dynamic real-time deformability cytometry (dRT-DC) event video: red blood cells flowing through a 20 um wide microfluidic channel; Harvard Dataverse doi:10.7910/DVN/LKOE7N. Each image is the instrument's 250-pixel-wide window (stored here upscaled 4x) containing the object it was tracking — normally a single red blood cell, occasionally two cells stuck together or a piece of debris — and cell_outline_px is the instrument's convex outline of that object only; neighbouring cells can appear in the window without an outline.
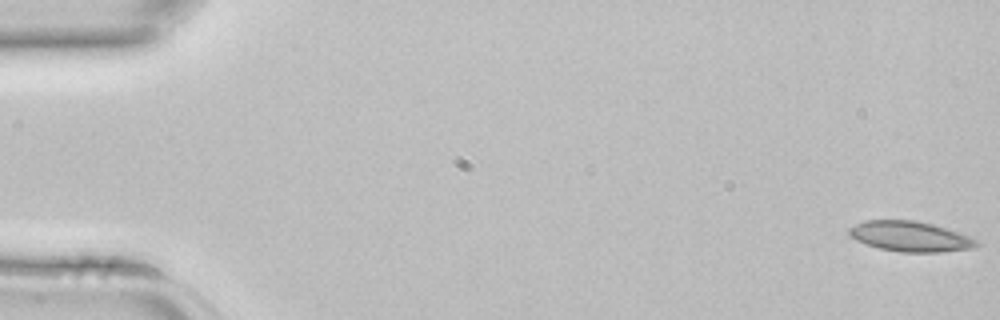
{"species": "common noctule bat (a hibernating species)", "species_latin": "Nyctalus noctula", "temperature_condition": "room temperature", "stored_images_in_passage": 4, "camera_frame_rate_fps": 3000, "um_per_image_px": 0.085, "animal": {"sex": "female", "body_mass_g": 22.7, "forearm_length_mm": 54.2}, "frame": {"image": 1, "passage_image": 1, "time_ms": 0.0, "image_size_px": [1000, 320], "cell_outline_px": [[980, 244], [972, 248], [940, 252], [900, 252], [880, 248], [856, 240], [848, 232], [848, 228], [864, 220], [916, 220], [932, 224], [968, 236], [976, 240]], "centroid_in_image_um": [77.34, 20.09], "position_along_channel_um": 7.7, "area_um2": 22.14}}